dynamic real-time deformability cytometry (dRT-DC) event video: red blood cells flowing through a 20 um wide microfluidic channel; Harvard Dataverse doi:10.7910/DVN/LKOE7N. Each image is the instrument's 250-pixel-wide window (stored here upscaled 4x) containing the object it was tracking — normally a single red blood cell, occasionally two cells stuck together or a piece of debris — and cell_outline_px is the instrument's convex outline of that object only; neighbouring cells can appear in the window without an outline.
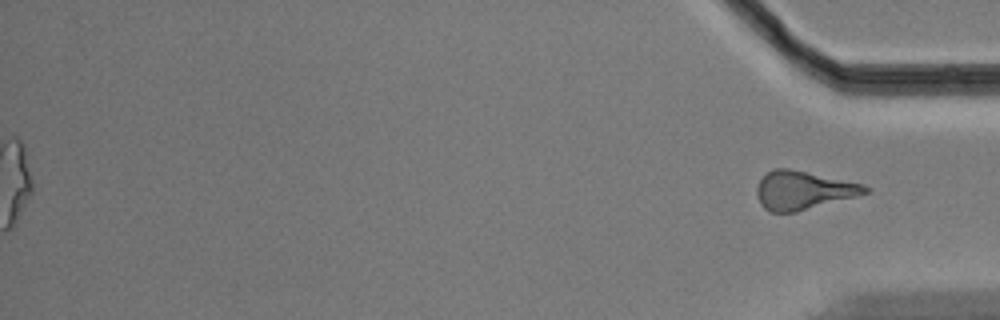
{"species": "Egyptian fruit bat (a non-hibernating species)", "species_latin": "Rousettus aegyptiacus", "temperature_condition": "cold", "stored_images_in_passage": 57, "segment_of_instrument_passage": [2, 2], "camera_frame_rate_fps": 3000, "um_per_image_px": 0.085, "animal": {"sex": "male"}, "frame": {"image": 1, "passage_image": 57, "time_ms": 18.667, "image_size_px": [1000, 320], "cell_outline_px": [[872, 188], [868, 192], [856, 196], [796, 212], [768, 212], [760, 204], [756, 192], [756, 188], [760, 180], [772, 168], [788, 168], [864, 184]], "centroid_in_image_um": [68.26, 16.17], "position_along_channel_um": 366.9, "area_um2": 24.16}}